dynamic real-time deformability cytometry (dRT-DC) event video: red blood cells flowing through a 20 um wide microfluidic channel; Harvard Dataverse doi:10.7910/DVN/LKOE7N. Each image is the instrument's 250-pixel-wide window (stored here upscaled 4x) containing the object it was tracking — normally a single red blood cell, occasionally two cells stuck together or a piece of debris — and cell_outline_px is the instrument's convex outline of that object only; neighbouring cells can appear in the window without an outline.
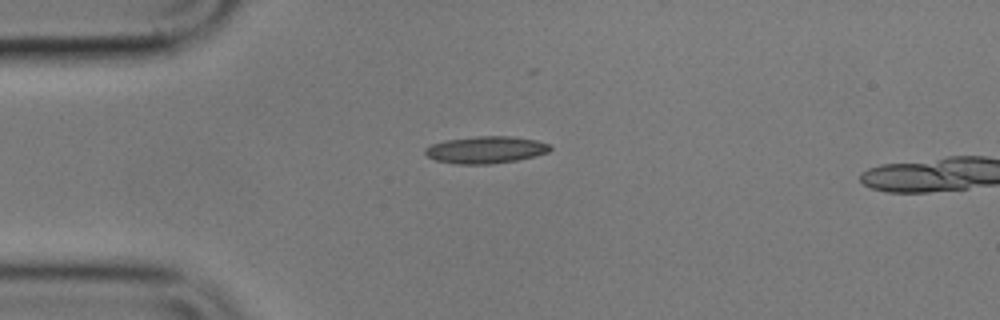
{"species": "common noctule bat (a hibernating species)", "species_latin": "Nyctalus noctula", "temperature_condition": "cold", "stored_images_in_passage": 3, "camera_frame_rate_fps": 3000, "um_per_image_px": 0.085, "animal": {"sex": "male", "body_mass_g": 17.9}, "frame": {"image": 1, "passage_image": 2, "time_ms": 1.0, "image_size_px": [1000, 320], "cell_outline_px": [[552, 148], [548, 152], [516, 160], [488, 164], [456, 164], [436, 160], [428, 156], [424, 152], [424, 148], [432, 144], [444, 140], [476, 136], [512, 136], [536, 140], [548, 144]], "centroid_in_image_um": [41.25, 12.72], "position_along_channel_um": 43.7, "area_um2": 19.59}}